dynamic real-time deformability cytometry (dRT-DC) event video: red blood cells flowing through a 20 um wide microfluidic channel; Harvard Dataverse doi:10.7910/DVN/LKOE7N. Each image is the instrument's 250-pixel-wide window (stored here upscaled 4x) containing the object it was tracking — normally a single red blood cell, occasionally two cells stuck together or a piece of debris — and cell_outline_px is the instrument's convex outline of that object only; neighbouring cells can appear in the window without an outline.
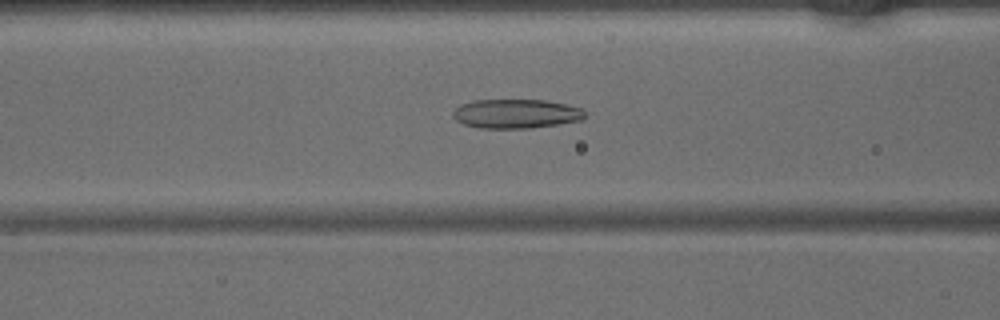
{"species": "common noctule bat (a hibernating species)", "species_latin": "Nyctalus noctula", "temperature_condition": "warm", "stored_images_in_passage": 38, "camera_frame_rate_fps": 3000, "um_per_image_px": 0.085, "animal": {"sex": "male", "body_mass_g": 15.6}, "frame": {"image": 1, "passage_image": 10, "time_ms": 3.0, "image_size_px": [1000, 320], "cell_outline_px": [[584, 116], [580, 120], [560, 124], [528, 128], [480, 128], [464, 124], [456, 120], [452, 116], [452, 112], [460, 104], [472, 100], [544, 100], [568, 104], [580, 108], [584, 112]], "centroid_in_image_um": [43.83, 9.66], "position_along_channel_um": 122.8, "area_um2": 22.43}}
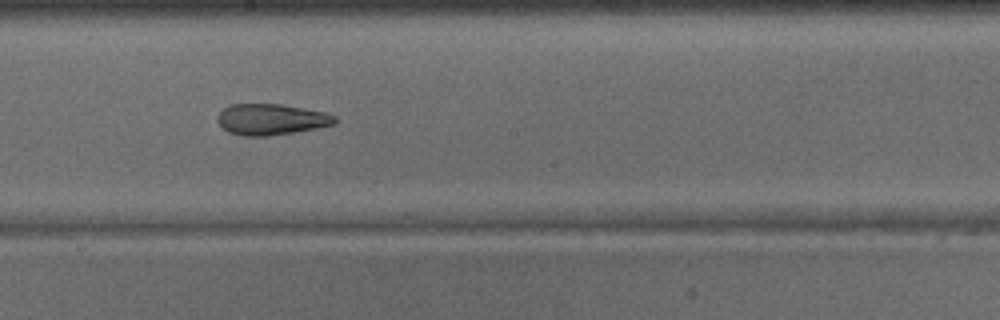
{"frame": {"image": 2, "passage_image": 17, "time_ms": 5.333, "image_size_px": [1000, 320], "cell_outline_px": [[336, 124], [296, 132], [268, 136], [244, 136], [228, 132], [216, 120], [216, 116], [224, 108], [232, 104], [280, 104], [324, 112], [336, 116]], "centroid_in_image_um": [23.04, 10.15], "position_along_channel_um": 225.2, "area_um2": 21.21}}
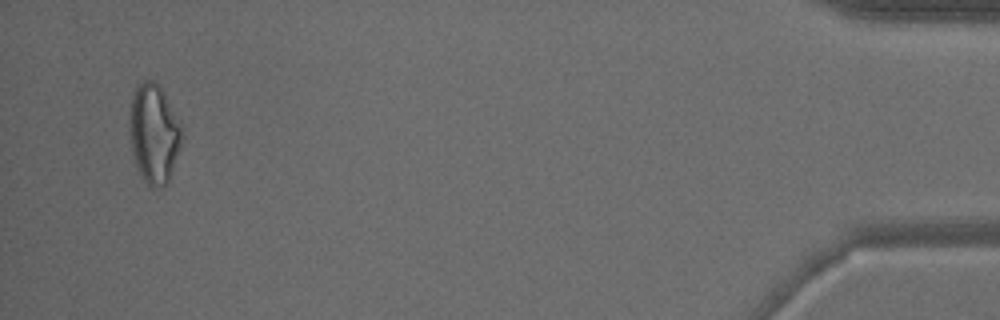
{"frame": {"image": 3, "passage_image": 36, "time_ms": 11.667, "image_size_px": [1000, 320], "cell_outline_px": [[184, 136], [168, 184], [152, 188], [144, 180], [136, 164], [132, 152], [128, 128], [128, 116], [132, 96], [136, 88], [144, 80], [152, 80], [160, 84], [180, 124]], "centroid_in_image_um": [13.08, 11.34], "position_along_channel_um": 422.1, "area_um2": 30.46}}